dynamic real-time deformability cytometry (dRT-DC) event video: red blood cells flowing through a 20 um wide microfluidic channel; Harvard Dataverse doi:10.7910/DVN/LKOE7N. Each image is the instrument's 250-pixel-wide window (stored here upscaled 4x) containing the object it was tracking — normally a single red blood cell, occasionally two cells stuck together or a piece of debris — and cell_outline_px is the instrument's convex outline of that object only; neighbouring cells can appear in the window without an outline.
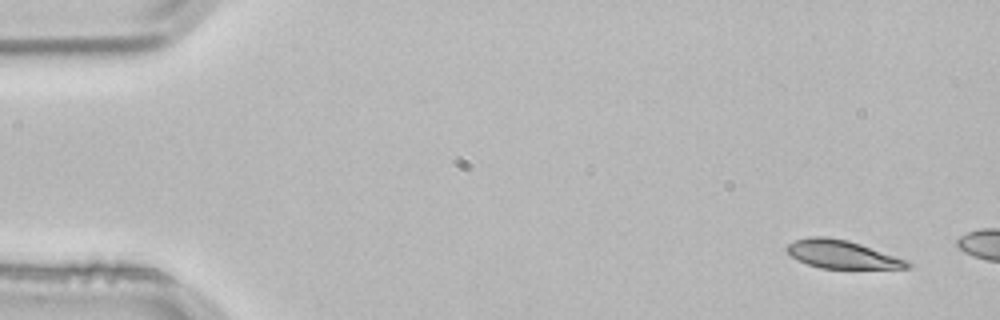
{"species": "common noctule bat (a hibernating species)", "species_latin": "Nyctalus noctula", "temperature_condition": "room temperature", "stored_images_in_passage": 3, "camera_frame_rate_fps": 3000, "um_per_image_px": 0.085, "animal": {"sex": "male", "body_mass_g": 21.5, "forearm_length_mm": 52.0}, "frame": {"image": 1, "passage_image": 1, "time_ms": 0.0, "image_size_px": [1000, 320], "cell_outline_px": [[912, 264], [908, 268], [820, 268], [808, 264], [792, 256], [784, 248], [788, 244], [796, 240], [808, 236], [824, 236], [848, 240], [908, 260]], "centroid_in_image_um": [71.56, 21.61], "position_along_channel_um": 13.4, "area_um2": 19.54}}